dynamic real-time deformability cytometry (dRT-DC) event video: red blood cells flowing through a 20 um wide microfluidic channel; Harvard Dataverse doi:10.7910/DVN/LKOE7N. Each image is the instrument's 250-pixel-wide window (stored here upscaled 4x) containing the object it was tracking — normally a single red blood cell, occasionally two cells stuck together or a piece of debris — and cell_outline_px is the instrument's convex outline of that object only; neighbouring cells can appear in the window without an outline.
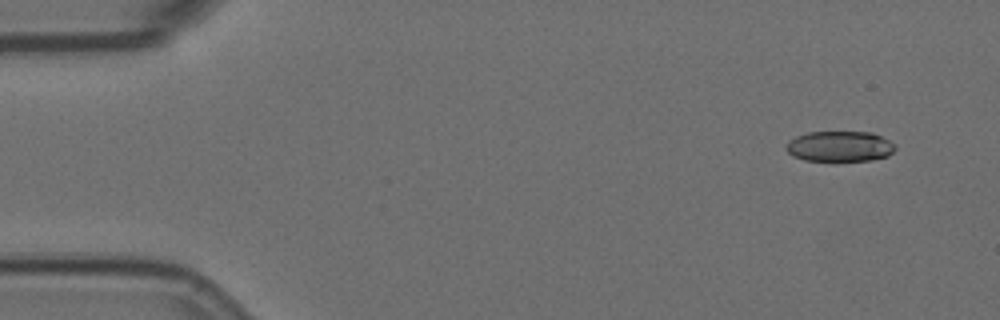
{"species": "Egyptian fruit bat (a non-hibernating species)", "species_latin": "Rousettus aegyptiacus", "temperature_condition": "room temperature", "stored_images_in_passage": 6, "camera_frame_rate_fps": 3000, "um_per_image_px": 0.085, "animal": {"sex": "female"}, "frame": {"image": 1, "passage_image": 1, "time_ms": 0.0, "image_size_px": [1000, 320], "cell_outline_px": [[896, 148], [888, 156], [872, 160], [804, 160], [792, 156], [784, 148], [784, 144], [788, 140], [796, 136], [808, 132], [872, 132], [896, 144]], "centroid_in_image_um": [71.34, 12.43], "position_along_channel_um": 13.7, "area_um2": 19.48}}
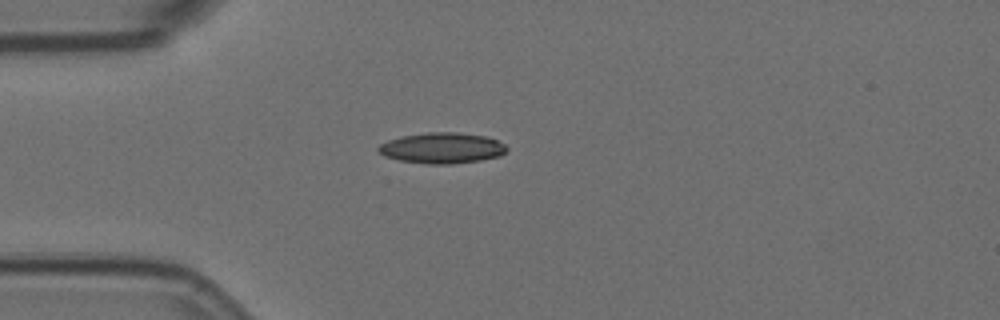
{"frame": {"image": 2, "passage_image": 4, "time_ms": 1.0, "image_size_px": [1000, 320], "cell_outline_px": [[508, 148], [500, 156], [480, 160], [452, 164], [428, 164], [400, 160], [384, 156], [376, 148], [380, 144], [388, 140], [400, 136], [428, 132], [460, 132], [488, 136], [504, 144]], "centroid_in_image_um": [37.57, 12.57], "position_along_channel_um": 47.4, "area_um2": 23.12}}
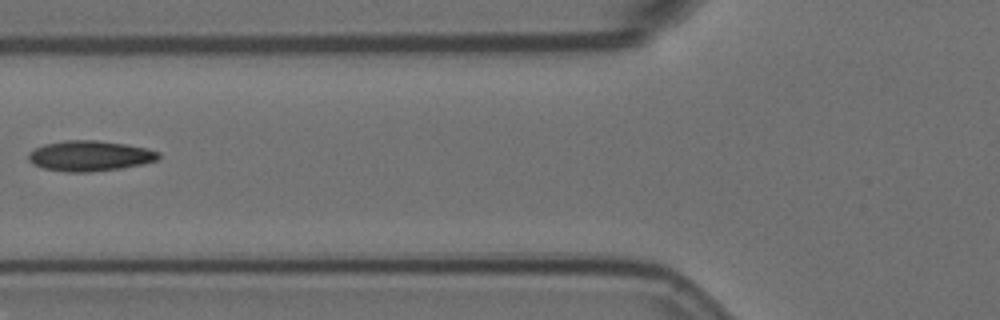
{"frame": {"image": 3, "passage_image": 6, "time_ms": 1.667, "image_size_px": [1000, 320], "cell_outline_px": [[160, 156], [156, 160], [144, 164], [120, 168], [92, 172], [68, 172], [44, 168], [32, 164], [28, 160], [28, 156], [36, 148], [44, 144], [68, 140], [96, 140], [128, 144], [148, 148], [160, 152]], "centroid_in_image_um": [7.68, 13.25], "position_along_channel_um": 118.1, "area_um2": 23.06}}